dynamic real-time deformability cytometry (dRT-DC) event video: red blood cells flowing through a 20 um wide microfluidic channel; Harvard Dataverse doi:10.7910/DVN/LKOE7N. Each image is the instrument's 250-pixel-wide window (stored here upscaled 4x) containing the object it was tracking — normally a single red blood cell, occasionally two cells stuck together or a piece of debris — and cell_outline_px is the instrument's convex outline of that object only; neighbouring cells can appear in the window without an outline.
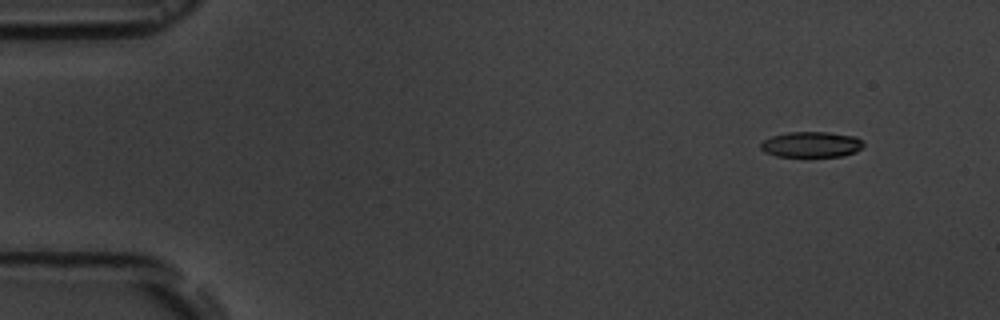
{"species": "common noctule bat (a hibernating species)", "species_latin": "Nyctalus noctula", "temperature_condition": "room temperature", "stored_images_in_passage": 6, "camera_frame_rate_fps": 3000, "um_per_image_px": 0.085, "animal": {"sex": "male", "body_mass_g": 19.5, "forearm_length_mm": 54.6}, "frame": {"image": 1, "passage_image": 2, "time_ms": 1.333, "image_size_px": [1000, 320], "cell_outline_px": [[864, 144], [856, 152], [844, 156], [776, 156], [764, 152], [760, 148], [760, 144], [764, 140], [772, 136], [788, 132], [828, 132], [856, 136]], "centroid_in_image_um": [68.95, 12.28], "position_along_channel_um": 16.0, "area_um2": 15.32}}
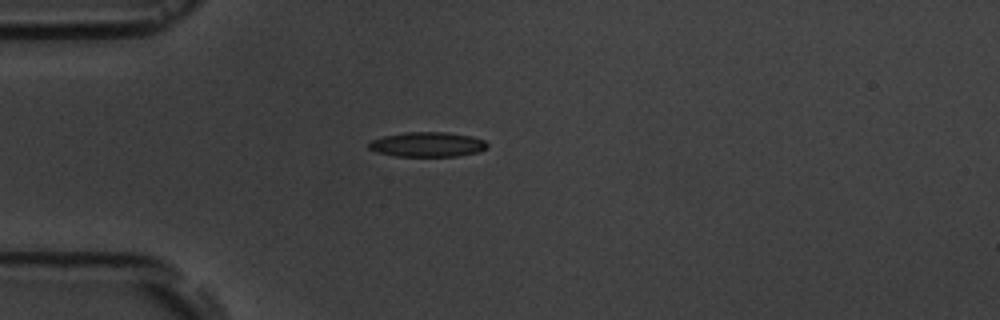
{"frame": {"image": 2, "passage_image": 5, "time_ms": 4.667, "image_size_px": [1000, 320], "cell_outline_px": [[488, 148], [476, 152], [456, 156], [396, 156], [376, 152], [368, 148], [368, 144], [372, 140], [384, 136], [408, 132], [448, 132], [472, 136], [484, 140], [488, 144]], "centroid_in_image_um": [36.34, 12.27], "position_along_channel_um": 48.7, "area_um2": 17.05}}